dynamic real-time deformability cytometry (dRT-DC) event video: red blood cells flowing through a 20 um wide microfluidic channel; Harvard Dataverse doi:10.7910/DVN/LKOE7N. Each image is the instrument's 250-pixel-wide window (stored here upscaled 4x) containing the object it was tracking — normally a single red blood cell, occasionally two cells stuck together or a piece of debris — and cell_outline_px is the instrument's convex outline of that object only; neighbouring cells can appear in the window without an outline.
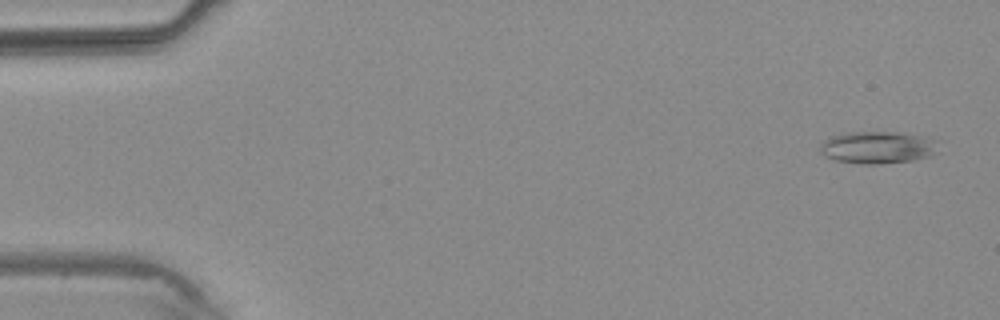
{"species": "common noctule bat (a hibernating species)", "species_latin": "Nyctalus noctula", "temperature_condition": "warm", "stored_images_in_passage": 5, "camera_frame_rate_fps": 3000, "um_per_image_px": 0.085, "animal": {"sex": "male", "body_mass_g": 20.4}, "frame": {"image": 1, "passage_image": 1, "time_ms": 0.0, "image_size_px": [1000, 320], "cell_outline_px": [[932, 156], [912, 160], [880, 164], [864, 164], [836, 160], [820, 152], [820, 144], [828, 136], [848, 132], [900, 132], [920, 136], [932, 140]], "centroid_in_image_um": [74.48, 12.52], "position_along_channel_um": 10.5, "area_um2": 21.68}}
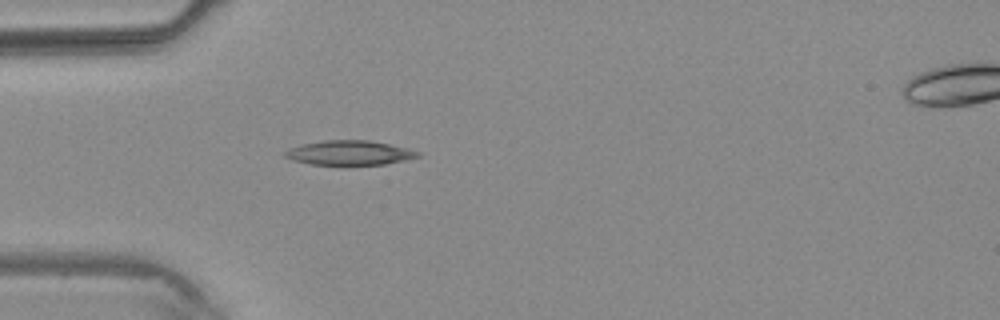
{"frame": {"image": 2, "passage_image": 4, "time_ms": 3.333, "image_size_px": [1000, 320], "cell_outline_px": [[420, 156], [404, 160], [384, 164], [308, 164], [292, 160], [284, 156], [284, 152], [288, 148], [300, 144], [324, 140], [368, 140], [408, 148], [420, 152]], "centroid_in_image_um": [29.65, 12.98], "position_along_channel_um": 55.3, "area_um2": 18.84}}